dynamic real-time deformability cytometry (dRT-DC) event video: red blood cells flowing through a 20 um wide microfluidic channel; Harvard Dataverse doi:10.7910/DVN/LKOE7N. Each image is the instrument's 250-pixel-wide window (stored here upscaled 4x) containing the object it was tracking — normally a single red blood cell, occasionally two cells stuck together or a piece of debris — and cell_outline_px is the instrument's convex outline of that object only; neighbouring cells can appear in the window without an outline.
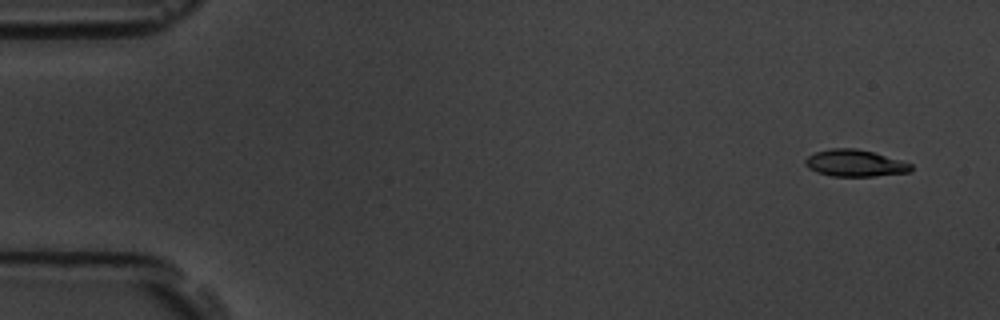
{"species": "common noctule bat (a hibernating species)", "species_latin": "Nyctalus noctula", "temperature_condition": "room temperature", "stored_images_in_passage": 6, "camera_frame_rate_fps": 3000, "um_per_image_px": 0.085, "animal": {"sex": "male", "body_mass_g": 19.5, "forearm_length_mm": 54.6}, "frame": {"image": 1, "passage_image": 1, "time_ms": 0.0, "image_size_px": [1000, 320], "cell_outline_px": [[912, 168], [908, 172], [872, 176], [832, 176], [816, 172], [808, 168], [804, 164], [804, 160], [808, 156], [816, 152], [832, 148], [856, 148], [872, 152], [900, 160], [912, 164]], "centroid_in_image_um": [72.62, 13.87], "position_along_channel_um": 12.4, "area_um2": 16.36}}
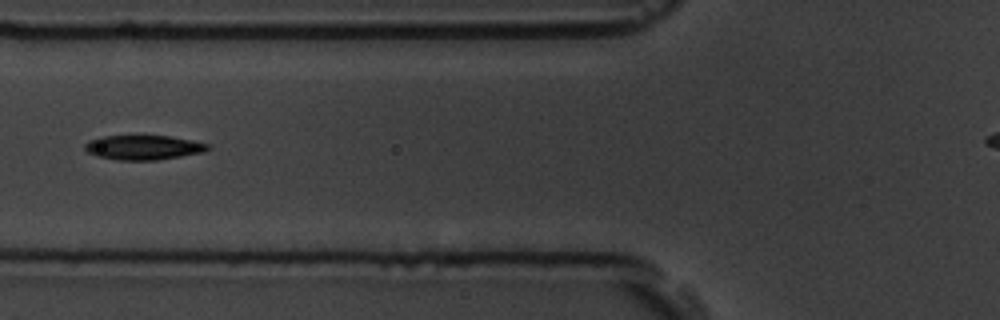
{"frame": {"image": 2, "passage_image": 6, "time_ms": 6.333, "image_size_px": [1000, 320], "cell_outline_px": [[212, 148], [204, 152], [156, 160], [120, 160], [96, 156], [88, 152], [84, 148], [84, 144], [88, 140], [100, 136], [168, 136], [192, 140], [208, 144]], "centroid_in_image_um": [12.17, 12.53], "position_along_channel_um": 113.6, "area_um2": 17.57}}